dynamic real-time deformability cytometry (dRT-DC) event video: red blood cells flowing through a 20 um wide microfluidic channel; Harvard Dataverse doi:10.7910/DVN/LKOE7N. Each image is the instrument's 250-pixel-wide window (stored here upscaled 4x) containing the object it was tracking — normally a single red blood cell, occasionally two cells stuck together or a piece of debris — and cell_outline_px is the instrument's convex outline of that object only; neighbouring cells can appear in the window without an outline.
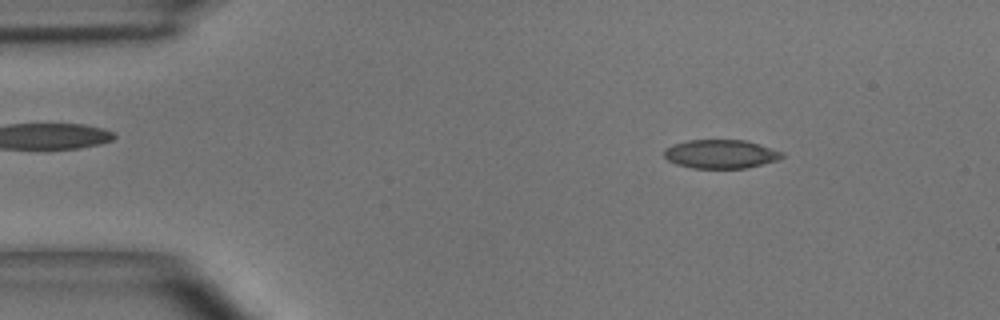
{"species": "common noctule bat (a hibernating species)", "species_latin": "Nyctalus noctula", "temperature_condition": "room temperature", "stored_images_in_passage": 48, "camera_frame_rate_fps": 3000, "um_per_image_px": 0.085, "animal": {"sex": "male", "body_mass_g": 15.6}, "frame": {"image": 1, "passage_image": 6, "time_ms": 1.667, "image_size_px": [1000, 320], "cell_outline_px": [[784, 156], [776, 160], [744, 168], [692, 168], [676, 164], [668, 160], [664, 156], [664, 148], [672, 144], [688, 140], [748, 140], [784, 152]], "centroid_in_image_um": [61.24, 13.08], "position_along_channel_um": 23.8, "area_um2": 19.77}}
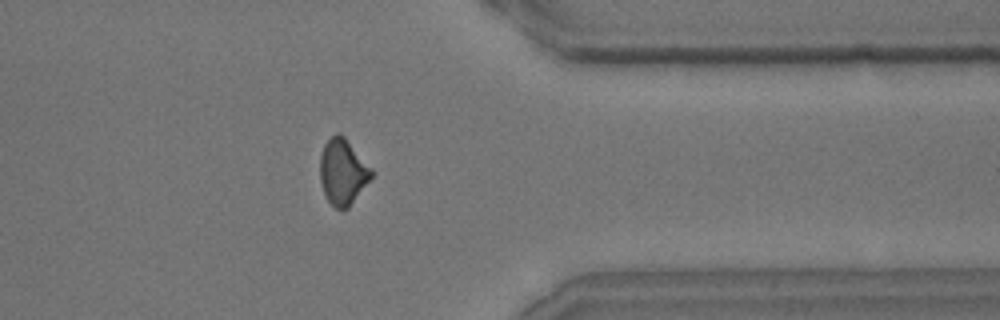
{"frame": {"image": 2, "passage_image": 38, "time_ms": 12.333, "image_size_px": [1000, 320], "cell_outline_px": [[376, 172], [348, 208], [344, 212], [336, 208], [328, 200], [324, 192], [320, 180], [320, 156], [324, 144], [336, 132], [340, 132], [344, 136]], "centroid_in_image_um": [29.16, 14.6], "position_along_channel_um": 382.2, "area_um2": 19.88}}
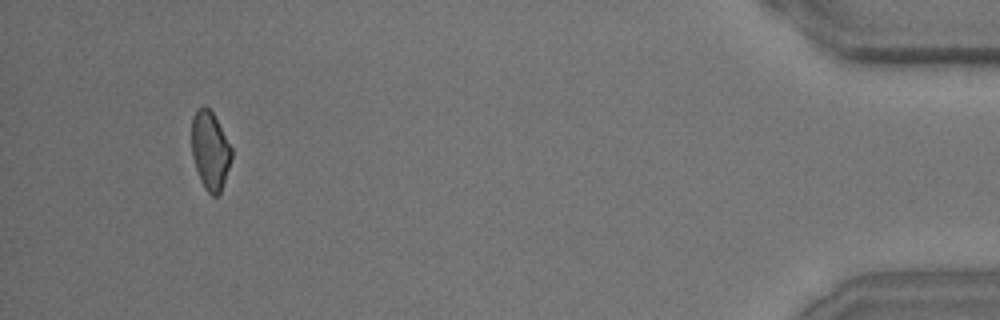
{"frame": {"image": 3, "passage_image": 45, "time_ms": 14.667, "image_size_px": [1000, 320], "cell_outline_px": [[232, 156], [220, 196], [212, 196], [204, 188], [200, 180], [192, 156], [192, 116], [196, 108], [204, 104], [212, 112], [232, 148]], "centroid_in_image_um": [17.85, 12.8], "position_along_channel_um": 417.3, "area_um2": 18.32}, "authors_computed_cell_mechanics": {"area_um2": 19.8254, "velocity_mm_per_s": 4.0732, "shape_relaxation_time_tau1_ms": 5.564, "shape_relaxation_time_tau2_ms": 2.3722, "deformation_change_tau1": 0.1344, "deformation_change_tau2": 0.0862}}